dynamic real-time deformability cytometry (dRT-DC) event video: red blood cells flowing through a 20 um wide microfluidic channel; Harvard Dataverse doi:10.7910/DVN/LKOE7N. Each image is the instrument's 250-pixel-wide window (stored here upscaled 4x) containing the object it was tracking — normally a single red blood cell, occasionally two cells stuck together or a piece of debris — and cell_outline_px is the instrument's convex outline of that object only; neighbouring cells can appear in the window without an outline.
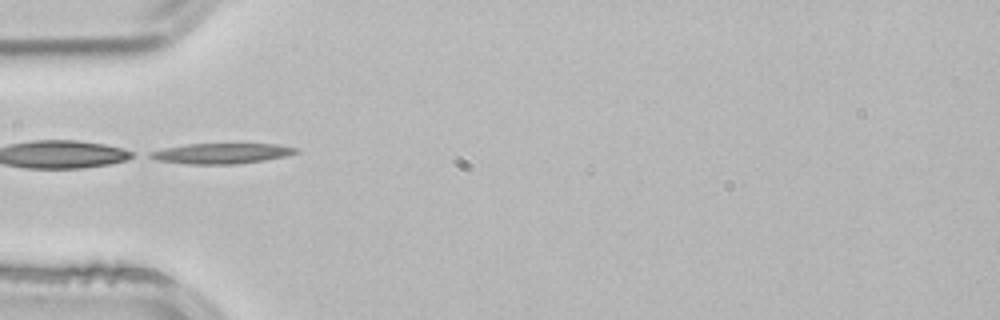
{"species": "common noctule bat (a hibernating species)", "species_latin": "Nyctalus noctula", "temperature_condition": "room temperature", "stored_images_in_passage": 4, "segment_of_instrument_passage": [2, 2], "camera_frame_rate_fps": 3000, "um_per_image_px": 0.085, "animal": {"sex": "male", "body_mass_g": 21.5, "forearm_length_mm": 52.0}, "frame": {"image": 1, "passage_image": 4, "time_ms": 1.0, "image_size_px": [1000, 320], "cell_outline_px": [[300, 152], [288, 156], [264, 160], [236, 164], [188, 164], [156, 160], [148, 156], [148, 152], [164, 148], [188, 144], [280, 144], [300, 148]], "centroid_in_image_um": [18.89, 13.04], "position_along_channel_um": 66.1, "area_um2": 17.51}}